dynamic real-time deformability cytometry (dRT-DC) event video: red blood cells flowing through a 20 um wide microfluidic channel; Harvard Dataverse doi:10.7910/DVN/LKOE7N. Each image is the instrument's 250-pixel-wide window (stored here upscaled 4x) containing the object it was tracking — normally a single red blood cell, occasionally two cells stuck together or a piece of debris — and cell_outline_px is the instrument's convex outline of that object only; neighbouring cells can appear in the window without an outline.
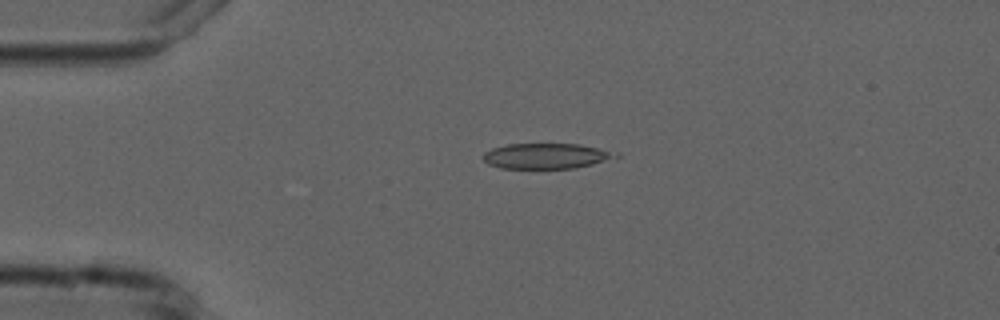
{"species": "common noctule bat (a hibernating species)", "species_latin": "Nyctalus noctula", "temperature_condition": "cold", "stored_images_in_passage": 4, "camera_frame_rate_fps": 3000, "um_per_image_px": 0.085, "animal": {"sex": "male", "forearm_length_mm": 52.5}, "frame": {"image": 1, "passage_image": 3, "time_ms": 3.667, "image_size_px": [1000, 320], "cell_outline_px": [[620, 156], [592, 164], [576, 168], [500, 168], [488, 164], [484, 160], [484, 152], [492, 148], [508, 144], [580, 144], [620, 152]], "centroid_in_image_um": [46.46, 13.25], "position_along_channel_um": 38.5, "area_um2": 19.65}}